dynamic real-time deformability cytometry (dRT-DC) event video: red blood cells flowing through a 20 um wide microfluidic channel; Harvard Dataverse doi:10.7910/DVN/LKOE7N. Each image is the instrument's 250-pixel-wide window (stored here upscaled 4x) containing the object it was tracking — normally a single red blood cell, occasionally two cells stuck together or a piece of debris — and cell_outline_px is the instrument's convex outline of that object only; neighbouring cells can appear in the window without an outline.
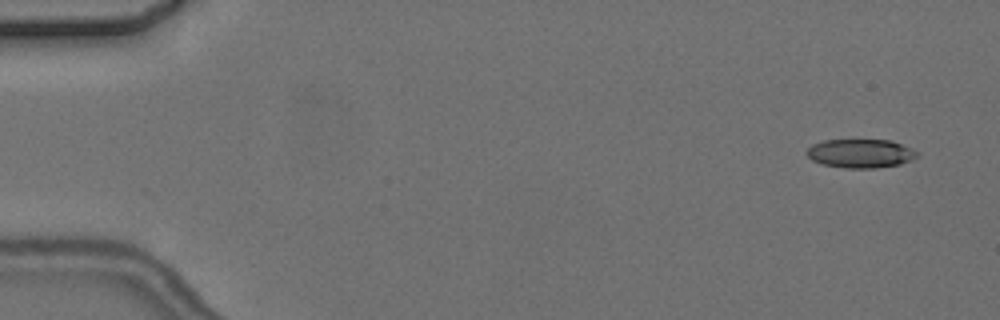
{"species": "common noctule bat (a hibernating species)", "species_latin": "Nyctalus noctula", "temperature_condition": "cold", "stored_images_in_passage": 6, "camera_frame_rate_fps": 3000, "um_per_image_px": 0.085, "animal": {"sex": "female", "body_mass_g": 24.6, "forearm_length_mm": 56.2}, "frame": {"image": 1, "passage_image": 1, "time_ms": 0.0, "image_size_px": [1000, 320], "cell_outline_px": [[920, 156], [912, 160], [900, 164], [876, 168], [848, 168], [824, 164], [812, 160], [804, 152], [812, 144], [824, 140], [892, 140], [912, 148], [920, 152]], "centroid_in_image_um": [73.19, 13.03], "position_along_channel_um": 11.8, "area_um2": 18.67}}